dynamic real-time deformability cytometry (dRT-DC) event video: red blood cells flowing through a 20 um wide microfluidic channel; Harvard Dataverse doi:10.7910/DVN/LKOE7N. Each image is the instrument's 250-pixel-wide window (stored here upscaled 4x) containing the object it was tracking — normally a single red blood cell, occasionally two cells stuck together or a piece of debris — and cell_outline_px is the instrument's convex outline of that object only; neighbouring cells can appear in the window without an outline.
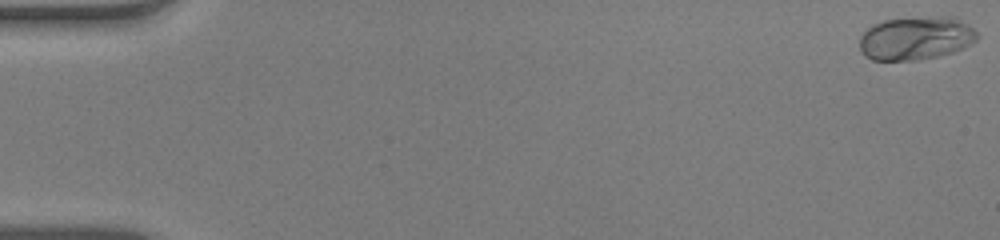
{"species": "human", "species_latin": "Homo sapiens", "temperature_condition": "warm", "stored_images_in_passage": 54, "camera_frame_rate_fps": 3000, "um_per_image_px": 0.085, "donor": {"sex": "male"}, "frame": {"image": 1, "passage_image": 1, "time_ms": 0.0, "image_size_px": [1000, 240], "cell_outline_px": [[980, 36], [976, 40], [952, 52], [936, 56], [916, 60], [872, 60], [864, 56], [860, 48], [860, 36], [872, 24], [884, 20], [940, 16], [956, 16], [968, 24]], "centroid_in_image_um": [77.84, 3.23], "position_along_channel_um": 7.2, "area_um2": 29.65}}
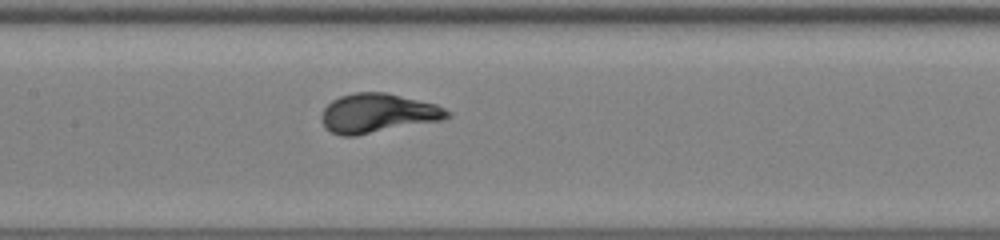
{"frame": {"image": 2, "passage_image": 27, "time_ms": 8.667, "image_size_px": [1000, 240], "cell_outline_px": [[452, 116], [444, 120], [356, 136], [340, 136], [324, 128], [320, 120], [320, 116], [324, 108], [332, 100], [340, 96], [352, 92], [384, 92], [436, 104], [452, 112]], "centroid_in_image_um": [32.1, 9.64], "position_along_channel_um": 175.3, "area_um2": 29.13}}
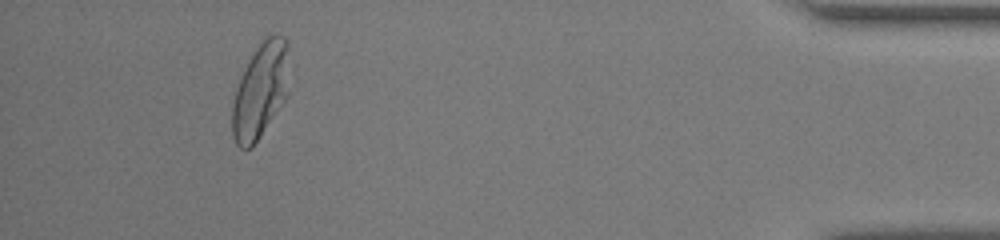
{"frame": {"image": 3, "passage_image": 50, "time_ms": 16.333, "image_size_px": [1000, 240], "cell_outline_px": [[288, 96], [252, 148], [240, 148], [236, 144], [232, 136], [232, 104], [236, 88], [240, 76], [244, 68], [256, 48], [268, 36], [276, 32], [284, 36], [288, 40]], "centroid_in_image_um": [22.14, 7.69], "position_along_channel_um": 413.1, "area_um2": 31.91}, "authors_computed_cell_mechanics": {"area_um2": 28.2353, "velocity_mm_per_s": 3.9014, "shape_relaxation_time_tau1_ms": 2.4531, "shape_relaxation_time_tau2_ms": null, "deformation_change_tau1": 0.1778, "deformation_change_tau2": null}}